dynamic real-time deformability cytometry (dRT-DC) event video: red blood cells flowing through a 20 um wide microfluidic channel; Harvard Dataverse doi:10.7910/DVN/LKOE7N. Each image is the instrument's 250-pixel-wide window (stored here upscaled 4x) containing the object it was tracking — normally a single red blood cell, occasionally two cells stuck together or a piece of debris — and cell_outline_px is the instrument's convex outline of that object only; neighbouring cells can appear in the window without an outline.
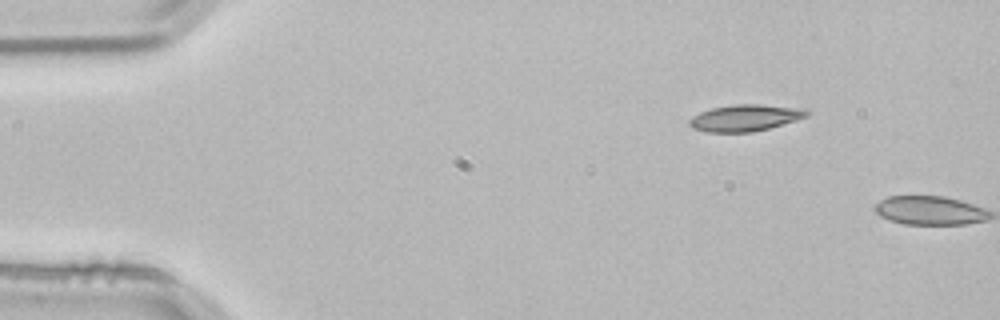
{"species": "common noctule bat (a hibernating species)", "species_latin": "Nyctalus noctula", "temperature_condition": "room temperature", "stored_images_in_passage": 2, "camera_frame_rate_fps": 3000, "um_per_image_px": 0.085, "animal": {"sex": "male", "body_mass_g": 21.5, "forearm_length_mm": 52.0}, "frame": {"image": 1, "passage_image": 1, "time_ms": 0.0, "image_size_px": [1000, 320], "cell_outline_px": [[812, 112], [808, 116], [796, 120], [768, 128], [752, 132], [708, 132], [692, 128], [688, 124], [688, 120], [692, 116], [700, 112], [712, 108], [736, 104], [760, 104], [804, 108]], "centroid_in_image_um": [63.35, 10.01], "position_along_channel_um": 21.7, "area_um2": 18.26}}